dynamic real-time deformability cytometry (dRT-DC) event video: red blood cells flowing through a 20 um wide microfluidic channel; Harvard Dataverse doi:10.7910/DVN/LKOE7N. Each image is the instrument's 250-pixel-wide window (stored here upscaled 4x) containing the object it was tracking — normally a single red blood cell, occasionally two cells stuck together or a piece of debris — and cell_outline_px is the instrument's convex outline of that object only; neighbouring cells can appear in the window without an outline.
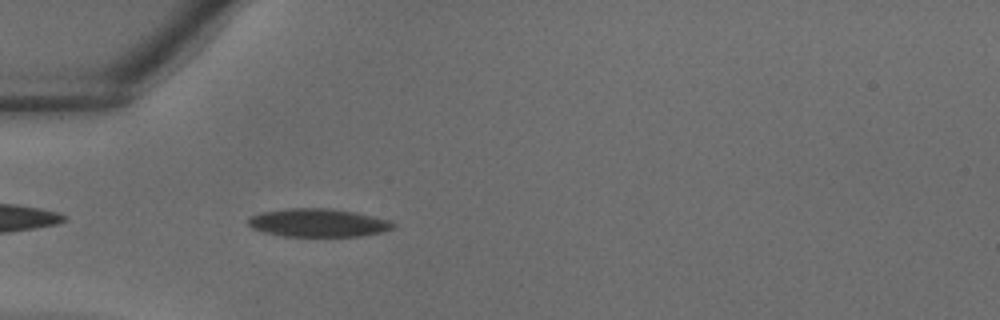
{"species": "common noctule bat (a hibernating species)", "species_latin": "Nyctalus noctula", "temperature_condition": "warm", "stored_images_in_passage": 28, "camera_frame_rate_fps": 3000, "um_per_image_px": 0.085, "animal": {"sex": "male", "body_mass_g": 18.8}, "frame": {"image": 1, "passage_image": 2, "time_ms": 0.333, "image_size_px": [1000, 320], "cell_outline_px": [[396, 224], [392, 228], [384, 232], [360, 236], [284, 236], [264, 232], [252, 228], [248, 224], [248, 216], [260, 212], [288, 208], [328, 208], [356, 212], [388, 220]], "centroid_in_image_um": [27.01, 18.93], "position_along_channel_um": 58.0, "area_um2": 23.87}}
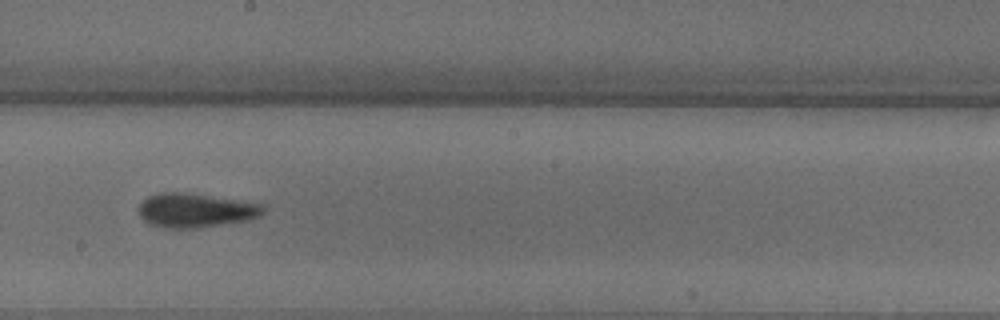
{"frame": {"image": 2, "passage_image": 12, "time_ms": 3.667, "image_size_px": [1000, 320], "cell_outline_px": [[264, 212], [260, 216], [244, 220], [196, 228], [164, 228], [148, 224], [136, 212], [136, 208], [148, 196], [160, 192], [180, 192], [244, 200], [264, 204]], "centroid_in_image_um": [16.58, 17.87], "position_along_channel_um": 231.6, "area_um2": 24.91}}
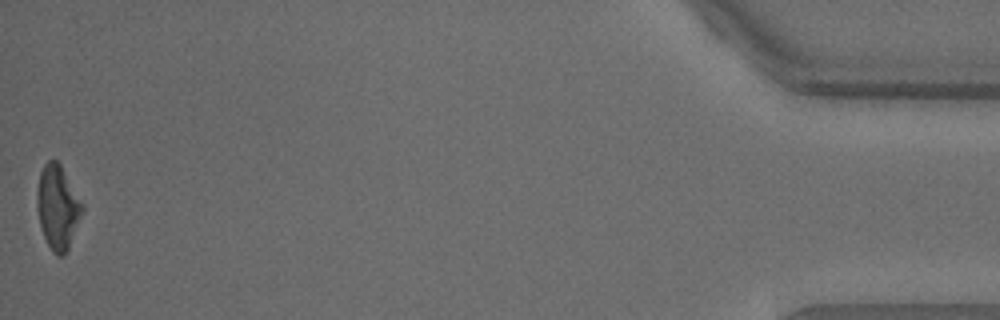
{"frame": {"image": 3, "passage_image": 28, "time_ms": 9.0, "image_size_px": [1000, 320], "cell_outline_px": [[84, 208], [68, 248], [64, 256], [56, 256], [52, 252], [44, 236], [40, 224], [36, 208], [36, 192], [40, 172], [44, 164], [48, 160], [56, 160], [60, 164], [84, 204]], "centroid_in_image_um": [4.89, 17.6], "position_along_channel_um": 430.3, "area_um2": 22.14}}